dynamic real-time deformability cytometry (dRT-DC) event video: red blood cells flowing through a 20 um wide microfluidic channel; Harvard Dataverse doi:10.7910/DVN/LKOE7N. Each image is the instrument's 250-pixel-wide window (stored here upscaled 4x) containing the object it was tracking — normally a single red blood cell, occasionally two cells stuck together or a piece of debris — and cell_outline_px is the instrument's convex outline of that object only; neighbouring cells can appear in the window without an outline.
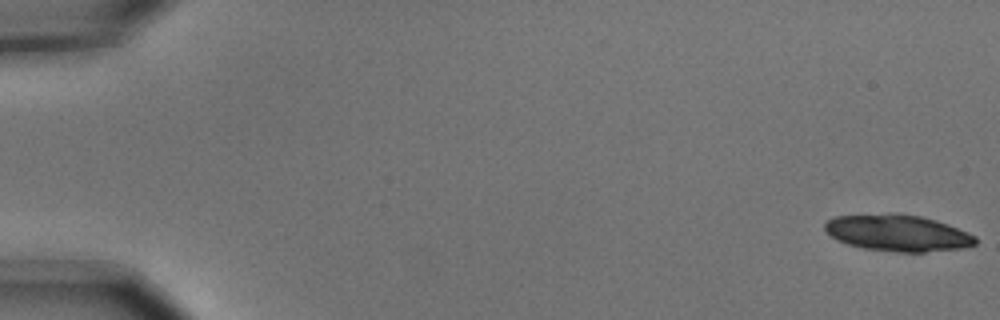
{"species": "common noctule bat (a hibernating species)", "species_latin": "Nyctalus noctula", "temperature_condition": "cold", "stored_images_in_passage": 5, "camera_frame_rate_fps": 3000, "um_per_image_px": 0.085, "animal": {"sex": "male", "body_mass_g": 15.6}, "frame": {"image": 1, "passage_image": 1, "time_ms": 0.0, "image_size_px": [1000, 320], "cell_outline_px": [[976, 244], [964, 248], [924, 252], [900, 252], [864, 248], [848, 244], [836, 240], [824, 228], [824, 224], [828, 220], [836, 216], [888, 212], [900, 212], [920, 216], [936, 220], [948, 224], [968, 232], [976, 236]], "centroid_in_image_um": [76.32, 19.78], "position_along_channel_um": 8.7, "area_um2": 32.37}}